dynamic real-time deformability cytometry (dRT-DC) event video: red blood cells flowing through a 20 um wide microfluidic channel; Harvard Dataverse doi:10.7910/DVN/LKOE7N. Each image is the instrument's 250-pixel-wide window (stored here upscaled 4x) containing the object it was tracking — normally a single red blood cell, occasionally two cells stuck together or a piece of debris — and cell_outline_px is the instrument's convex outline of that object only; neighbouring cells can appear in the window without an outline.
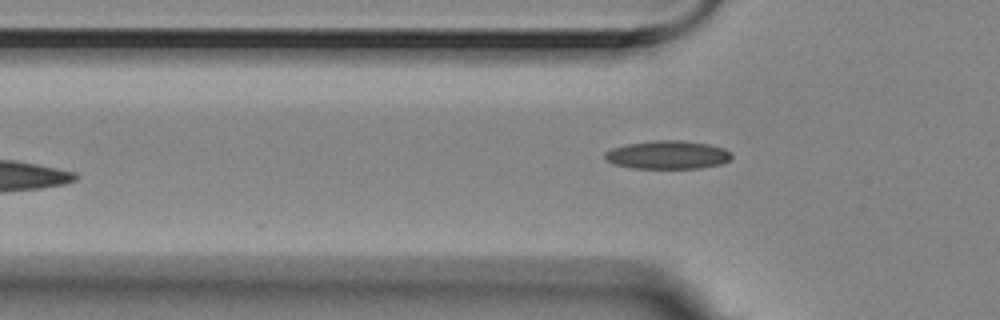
{"species": "Egyptian fruit bat (a non-hibernating species)", "species_latin": "Rousettus aegyptiacus", "temperature_condition": "room temperature", "stored_images_in_passage": 38, "camera_frame_rate_fps": 3000, "um_per_image_px": 0.085, "animal": {"sex": "female"}, "frame": {"image": 1, "passage_image": 3, "time_ms": 0.667, "image_size_px": [1000, 320], "cell_outline_px": [[732, 156], [728, 160], [720, 164], [700, 168], [632, 168], [612, 164], [604, 160], [604, 152], [612, 148], [628, 144], [656, 140], [680, 140], [708, 144], [724, 148], [732, 152]], "centroid_in_image_um": [56.72, 13.16], "position_along_channel_um": 69.1, "area_um2": 20.98}}
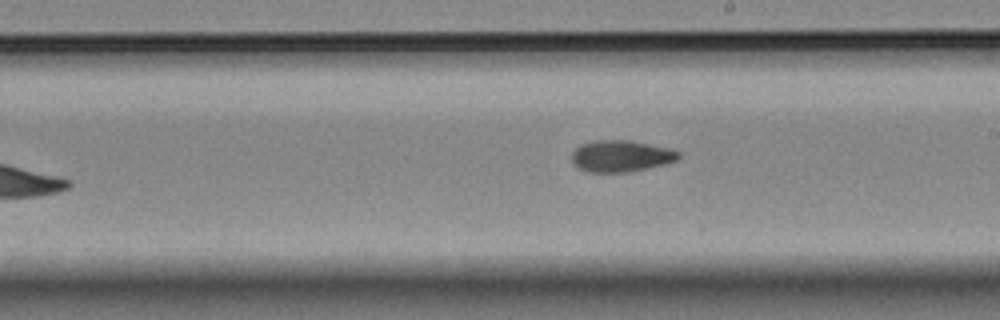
{"frame": {"image": 2, "passage_image": 17, "time_ms": 5.333, "image_size_px": [1000, 320], "cell_outline_px": [[680, 156], [676, 160], [664, 164], [632, 172], [588, 172], [576, 168], [572, 164], [572, 152], [580, 144], [592, 140], [632, 140], [672, 148], [680, 152]], "centroid_in_image_um": [52.77, 13.26], "position_along_channel_um": 236.2, "area_um2": 20.06}}
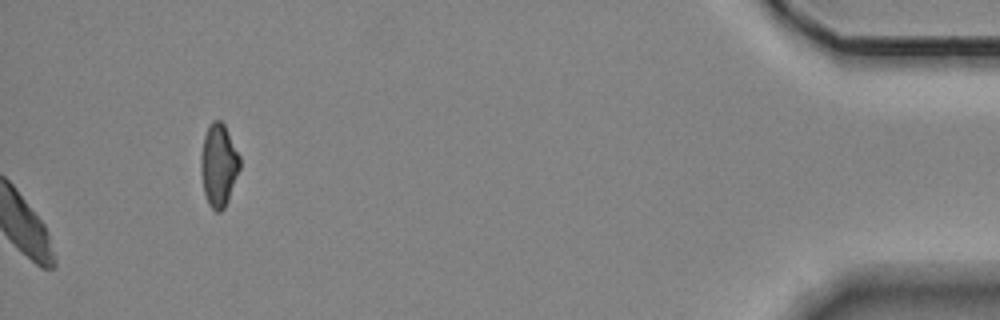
{"frame": {"image": 3, "passage_image": 38, "time_ms": 12.333, "image_size_px": [1000, 320], "cell_outline_px": [[240, 168], [228, 200], [224, 208], [220, 212], [216, 212], [208, 204], [204, 192], [200, 172], [200, 156], [204, 136], [212, 120], [220, 120], [224, 124], [240, 156]], "centroid_in_image_um": [18.58, 14.05], "position_along_channel_um": 416.6, "area_um2": 18.79}, "authors_computed_cell_mechanics": {"area_um2": 19.8543, "velocity_mm_per_s": 3.5612, "shape_relaxation_time_tau1_ms": 9.8094, "shape_relaxation_time_tau2_ms": 4.8864, "deformation_change_tau1": 0.1901, "deformation_change_tau2": 0.0953}}